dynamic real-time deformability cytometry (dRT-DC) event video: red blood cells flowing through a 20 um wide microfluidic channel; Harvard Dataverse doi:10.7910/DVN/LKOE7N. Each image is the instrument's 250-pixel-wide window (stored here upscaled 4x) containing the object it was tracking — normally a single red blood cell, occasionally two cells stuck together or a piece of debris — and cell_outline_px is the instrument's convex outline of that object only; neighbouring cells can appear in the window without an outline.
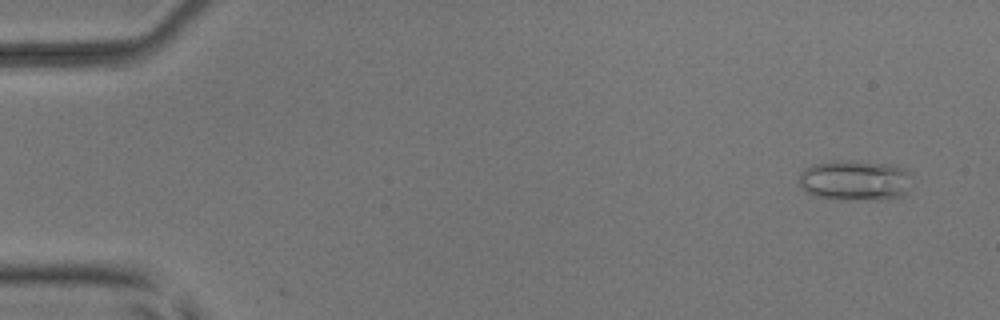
{"species": "common noctule bat (a hibernating species)", "species_latin": "Nyctalus noctula", "temperature_condition": "room temperature", "stored_images_in_passage": 7, "camera_frame_rate_fps": 3000, "um_per_image_px": 0.085, "animal": {"sex": "male", "body_mass_g": 17.9, "forearm_length_mm": 54.2}, "frame": {"image": 1, "passage_image": 1, "time_ms": 0.0, "image_size_px": [1000, 320], "cell_outline_px": [[908, 172], [904, 196], [888, 200], [840, 200], [816, 196], [804, 192], [800, 188], [800, 172], [804, 168], [812, 164], [832, 160], [852, 160], [896, 164], [904, 168]], "centroid_in_image_um": [72.61, 15.33], "position_along_channel_um": 12.4, "area_um2": 27.17}}
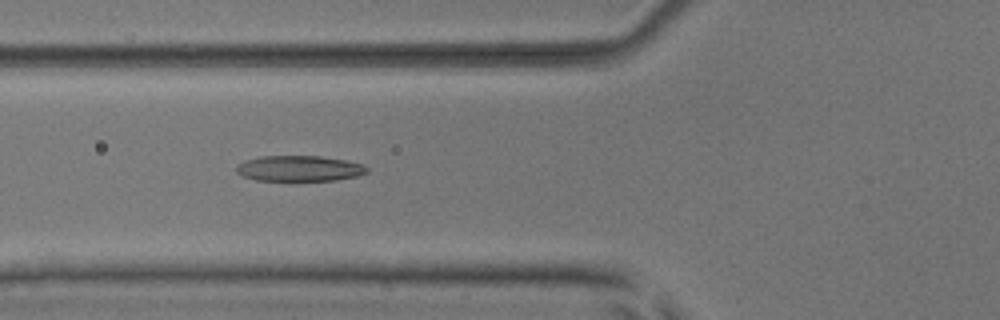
{"frame": {"image": 2, "passage_image": 6, "time_ms": 1.667, "image_size_px": [1000, 320], "cell_outline_px": [[368, 172], [356, 176], [336, 180], [256, 180], [244, 176], [236, 172], [236, 168], [244, 160], [260, 156], [320, 156], [344, 160], [364, 164], [368, 168]], "centroid_in_image_um": [25.45, 14.31], "position_along_channel_um": 100.3, "area_um2": 19.36}}
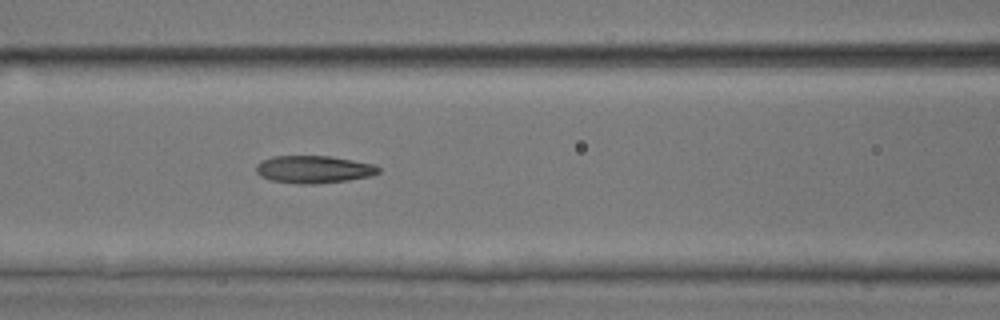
{"frame": {"image": 3, "passage_image": 7, "time_ms": 2.0, "image_size_px": [1000, 320], "cell_outline_px": [[380, 172], [372, 176], [348, 180], [316, 184], [300, 184], [272, 180], [260, 176], [256, 172], [256, 164], [260, 160], [272, 156], [328, 156], [352, 160], [372, 164], [380, 168]], "centroid_in_image_um": [26.64, 14.4], "position_along_channel_um": 140.0, "area_um2": 19.65}}